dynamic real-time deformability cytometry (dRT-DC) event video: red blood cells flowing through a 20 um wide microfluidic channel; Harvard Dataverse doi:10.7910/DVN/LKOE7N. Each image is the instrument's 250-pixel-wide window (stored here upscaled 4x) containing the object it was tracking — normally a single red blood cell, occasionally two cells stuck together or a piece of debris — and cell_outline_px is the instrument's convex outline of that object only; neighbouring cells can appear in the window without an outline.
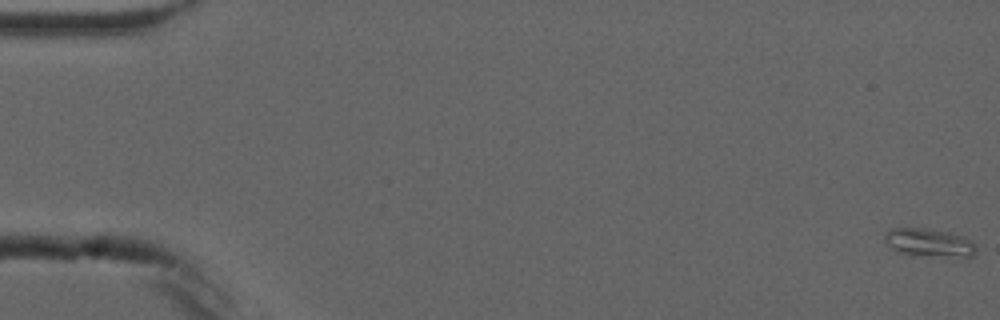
{"species": "common noctule bat (a hibernating species)", "species_latin": "Nyctalus noctula", "temperature_condition": "cold", "stored_images_in_passage": 10, "camera_frame_rate_fps": 3000, "um_per_image_px": 0.085, "animal": {"sex": "male", "forearm_length_mm": 52.5}, "frame": {"image": 1, "passage_image": 1, "time_ms": 0.0, "image_size_px": [1000, 320], "cell_outline_px": [[976, 252], [972, 256], [956, 260], [908, 256], [896, 252], [884, 240], [884, 232], [892, 228], [928, 228], [948, 232], [972, 240], [976, 244]], "centroid_in_image_um": [79.01, 20.7], "position_along_channel_um": 6.0, "area_um2": 16.24}}
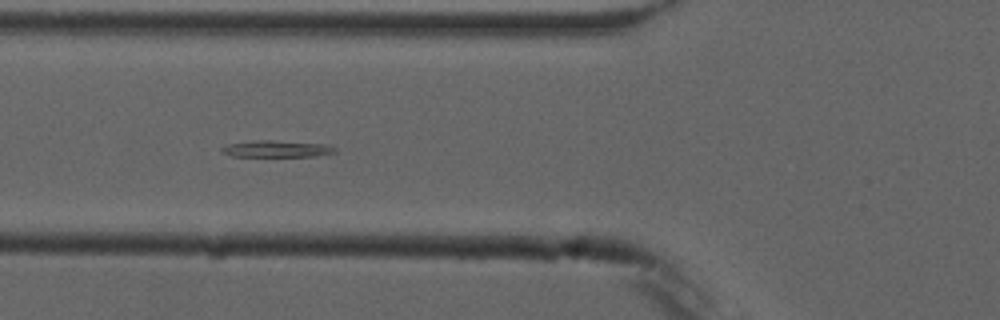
{"frame": {"image": 2, "passage_image": 6, "time_ms": 6.667, "image_size_px": [1000, 320], "cell_outline_px": [[336, 152], [316, 156], [232, 156], [220, 152], [220, 148], [228, 144], [252, 140], [272, 140], [324, 144], [336, 148]], "centroid_in_image_um": [23.47, 12.65], "position_along_channel_um": 102.3, "area_um2": 10.98}}
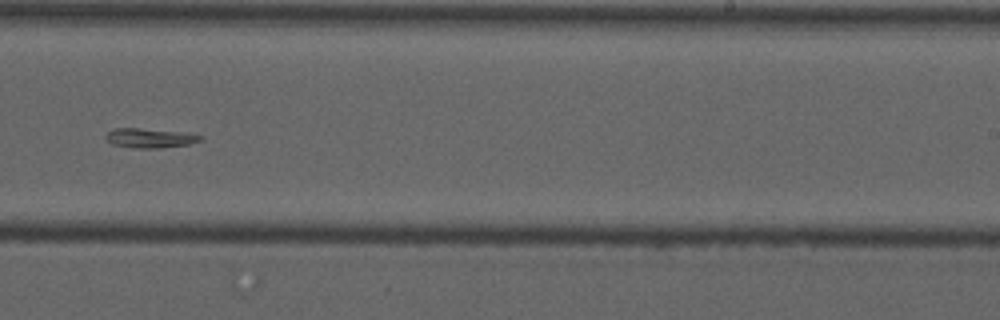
{"frame": {"image": 3, "passage_image": 10, "time_ms": 11.333, "image_size_px": [1000, 320], "cell_outline_px": [[204, 140], [188, 144], [160, 148], [132, 148], [112, 144], [104, 136], [112, 128], [140, 128], [180, 132], [204, 136]], "centroid_in_image_um": [12.73, 11.73], "position_along_channel_um": 276.3, "area_um2": 10.75}}